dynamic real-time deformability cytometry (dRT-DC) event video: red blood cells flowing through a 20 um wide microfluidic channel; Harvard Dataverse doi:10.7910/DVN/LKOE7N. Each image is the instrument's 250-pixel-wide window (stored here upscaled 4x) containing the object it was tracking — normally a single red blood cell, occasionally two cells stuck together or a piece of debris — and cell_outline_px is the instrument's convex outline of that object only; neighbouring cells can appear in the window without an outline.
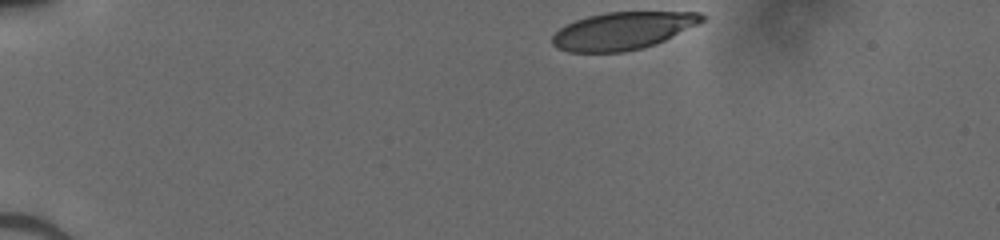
{"species": "human", "species_latin": "Homo sapiens", "temperature_condition": "cold", "stored_images_in_passage": 35, "camera_frame_rate_fps": 3000, "um_per_image_px": 0.085, "donor": {"sex": "male"}, "frame": {"image": 1, "passage_image": 1, "time_ms": 0.0, "image_size_px": [1000, 240], "cell_outline_px": [[704, 20], [656, 44], [624, 52], [568, 52], [556, 48], [552, 44], [552, 36], [560, 28], [576, 20], [588, 16], [608, 12], [700, 12], [704, 16]], "centroid_in_image_um": [52.89, 2.62], "position_along_channel_um": 32.1, "area_um2": 32.31}}
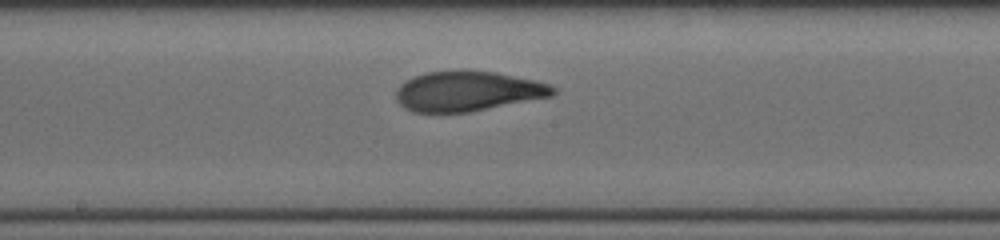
{"frame": {"image": 2, "passage_image": 20, "time_ms": 6.333, "image_size_px": [1000, 240], "cell_outline_px": [[556, 92], [552, 96], [468, 112], [412, 112], [404, 108], [396, 100], [396, 92], [400, 84], [404, 80], [412, 76], [428, 72], [464, 68], [496, 72], [536, 80], [548, 84], [556, 88]], "centroid_in_image_um": [39.72, 7.72], "position_along_channel_um": 208.5, "area_um2": 37.11}}
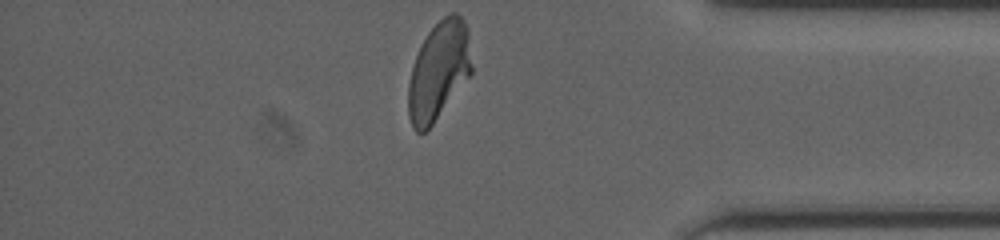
{"frame": {"image": 3, "passage_image": 35, "time_ms": 11.333, "image_size_px": [1000, 240], "cell_outline_px": [[472, 72], [432, 124], [424, 132], [416, 132], [412, 128], [408, 116], [408, 84], [412, 68], [416, 56], [428, 32], [444, 16], [452, 12], [456, 12], [464, 20], [468, 28], [472, 64]], "centroid_in_image_um": [37.29, 6.01], "position_along_channel_um": 397.9, "area_um2": 35.95}}